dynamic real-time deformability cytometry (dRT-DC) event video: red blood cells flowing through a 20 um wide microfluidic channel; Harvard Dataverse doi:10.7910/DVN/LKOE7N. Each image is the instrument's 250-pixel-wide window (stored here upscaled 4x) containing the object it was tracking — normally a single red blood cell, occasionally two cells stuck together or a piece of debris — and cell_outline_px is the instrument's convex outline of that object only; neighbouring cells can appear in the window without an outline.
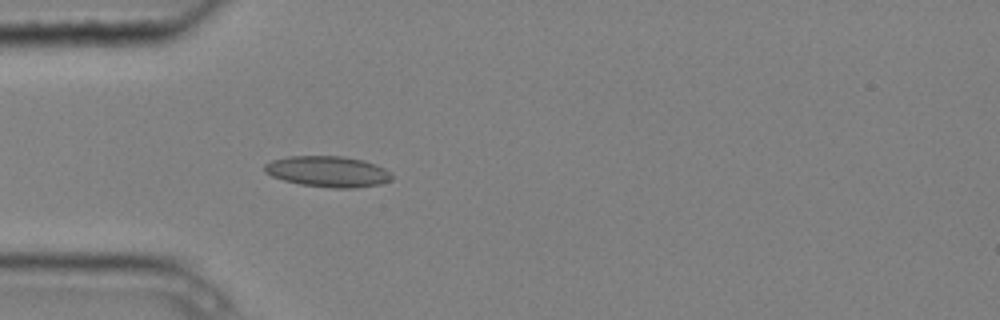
{"species": "common noctule bat (a hibernating species)", "species_latin": "Nyctalus noctula", "temperature_condition": "cold", "stored_images_in_passage": 4, "camera_frame_rate_fps": 3000, "um_per_image_px": 0.085, "animal": {"sex": "male", "body_mass_g": 20.4}, "frame": {"image": 1, "passage_image": 4, "time_ms": 1.0, "image_size_px": [1000, 320], "cell_outline_px": [[392, 180], [380, 184], [356, 188], [332, 188], [300, 184], [284, 180], [272, 176], [264, 172], [264, 164], [272, 160], [288, 156], [344, 156], [364, 160], [376, 164], [384, 168], [392, 176]], "centroid_in_image_um": [27.87, 14.58], "position_along_channel_um": 57.1, "area_um2": 23.0}}